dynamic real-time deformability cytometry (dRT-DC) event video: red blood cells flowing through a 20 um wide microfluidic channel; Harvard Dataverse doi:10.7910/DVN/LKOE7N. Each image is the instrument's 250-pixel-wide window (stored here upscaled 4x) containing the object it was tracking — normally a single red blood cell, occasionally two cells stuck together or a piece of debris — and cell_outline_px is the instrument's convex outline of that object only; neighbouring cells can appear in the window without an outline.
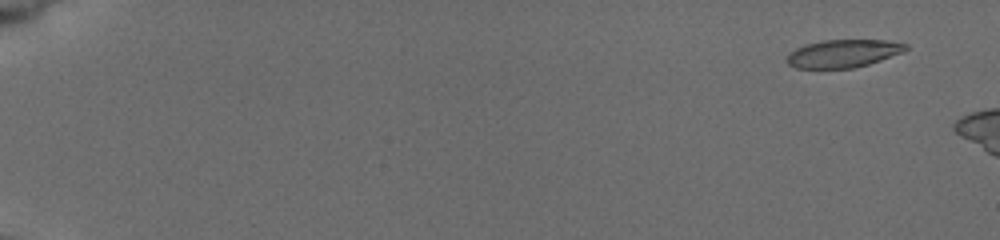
{"species": "common noctule bat (a hibernating species)", "species_latin": "Nyctalus noctula", "temperature_condition": "cold", "stored_images_in_passage": 10, "camera_frame_rate_fps": 3000, "um_per_image_px": 0.085, "animal": {"sex": "female", "body_mass_g": 19.5, "forearm_length_mm": 54.1}, "frame": {"image": 1, "passage_image": 1, "time_ms": 0.0, "image_size_px": [1000, 240], "cell_outline_px": [[908, 48], [904, 52], [868, 64], [852, 68], [796, 68], [788, 64], [784, 60], [788, 52], [804, 44], [824, 40], [888, 40], [908, 44]], "centroid_in_image_um": [71.64, 4.54], "position_along_channel_um": 13.4, "area_um2": 19.48}}